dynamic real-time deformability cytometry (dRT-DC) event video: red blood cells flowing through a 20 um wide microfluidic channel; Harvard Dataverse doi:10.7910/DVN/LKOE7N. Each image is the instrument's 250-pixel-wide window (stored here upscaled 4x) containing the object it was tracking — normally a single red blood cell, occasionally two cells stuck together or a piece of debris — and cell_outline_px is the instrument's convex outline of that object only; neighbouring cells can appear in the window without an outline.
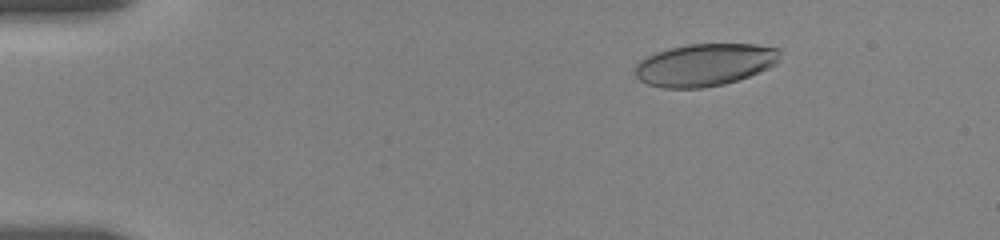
{"species": "human", "species_latin": "Homo sapiens", "temperature_condition": "room temperature", "stored_images_in_passage": 10, "camera_frame_rate_fps": 3000, "um_per_image_px": 0.085, "donor": {"sex": "female"}, "frame": {"image": 1, "passage_image": 2, "time_ms": 1.0, "image_size_px": [1000, 240], "cell_outline_px": [[780, 60], [776, 64], [768, 68], [748, 76], [724, 84], [704, 88], [664, 88], [648, 84], [640, 80], [636, 76], [636, 64], [640, 60], [656, 52], [668, 48], [688, 44], [756, 44], [780, 48]], "centroid_in_image_um": [59.92, 5.5], "position_along_channel_um": 25.1, "area_um2": 35.84}}
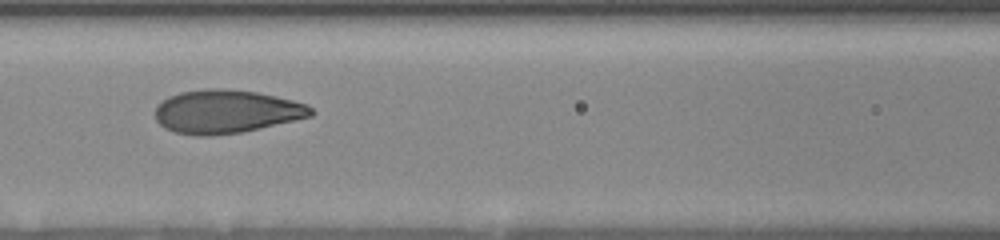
{"frame": {"image": 2, "passage_image": 8, "time_ms": 6.667, "image_size_px": [1000, 240], "cell_outline_px": [[316, 112], [312, 116], [260, 128], [240, 132], [212, 136], [196, 136], [176, 132], [164, 128], [156, 120], [156, 108], [168, 96], [180, 92], [204, 88], [220, 88], [256, 92], [276, 96], [308, 104]], "centroid_in_image_um": [19.24, 9.48], "position_along_channel_um": 147.4, "area_um2": 39.42}}
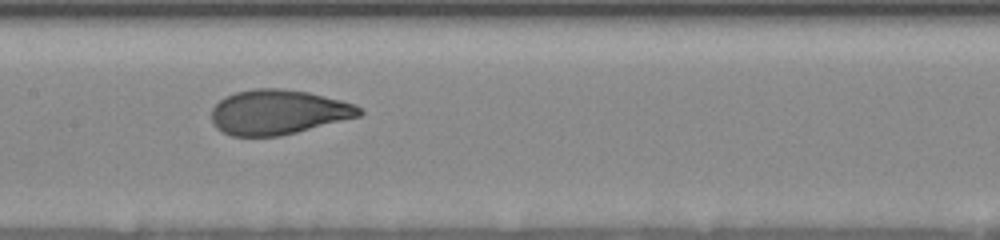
{"frame": {"image": 3, "passage_image": 9, "time_ms": 7.667, "image_size_px": [1000, 240], "cell_outline_px": [[364, 112], [360, 116], [280, 136], [232, 136], [216, 128], [212, 124], [212, 108], [224, 96], [236, 92], [252, 88], [280, 88], [308, 92], [356, 104]], "centroid_in_image_um": [23.63, 9.52], "position_along_channel_um": 183.8, "area_um2": 38.55}}